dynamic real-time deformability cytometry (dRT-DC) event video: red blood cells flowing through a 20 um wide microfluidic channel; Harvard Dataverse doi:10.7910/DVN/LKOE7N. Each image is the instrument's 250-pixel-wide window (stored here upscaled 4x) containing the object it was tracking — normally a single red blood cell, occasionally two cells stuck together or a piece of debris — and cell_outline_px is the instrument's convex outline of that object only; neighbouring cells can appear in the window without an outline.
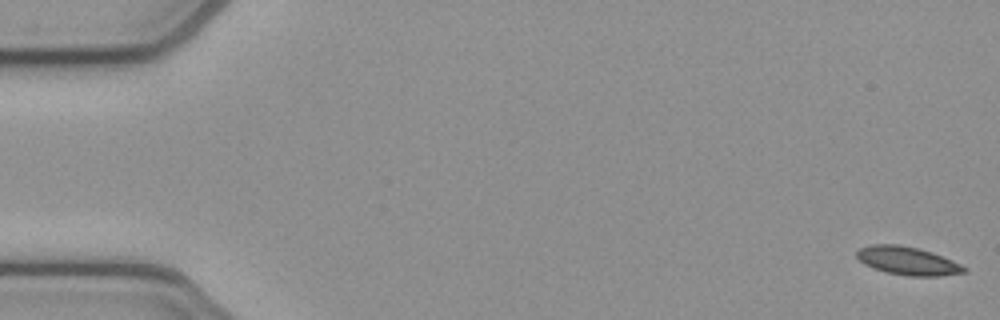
{"species": "common noctule bat (a hibernating species)", "species_latin": "Nyctalus noctula", "temperature_condition": "cold", "stored_images_in_passage": 54, "camera_frame_rate_fps": 3000, "um_per_image_px": 0.085, "animal": {"sex": "female", "body_mass_g": 21.9}, "frame": {"image": 1, "passage_image": 1, "time_ms": 0.0, "image_size_px": [1000, 320], "cell_outline_px": [[968, 272], [940, 276], [908, 276], [888, 272], [872, 268], [864, 264], [856, 256], [856, 252], [860, 248], [872, 244], [900, 244], [920, 248], [932, 252], [952, 260], [968, 268]], "centroid_in_image_um": [77.17, 22.16], "position_along_channel_um": 7.8, "area_um2": 17.8}}
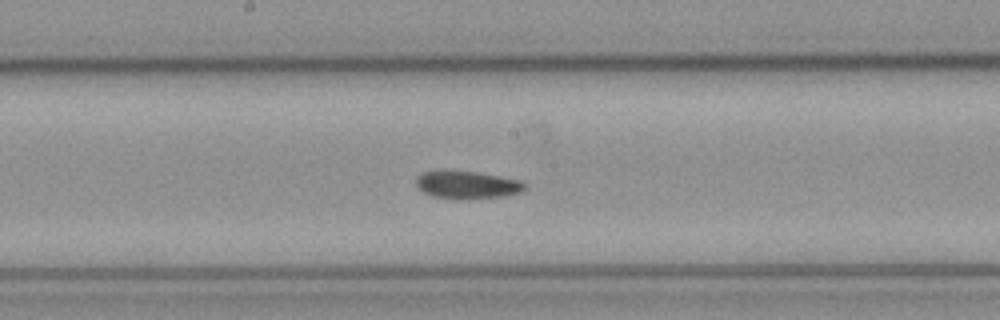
{"frame": {"image": 2, "passage_image": 28, "time_ms": 9.0, "image_size_px": [1000, 320], "cell_outline_px": [[528, 184], [520, 192], [504, 196], [460, 200], [456, 200], [432, 196], [416, 188], [416, 176], [420, 172], [436, 168], [448, 168], [476, 172], [520, 180]], "centroid_in_image_um": [39.59, 15.67], "position_along_channel_um": 208.6, "area_um2": 18.44}}
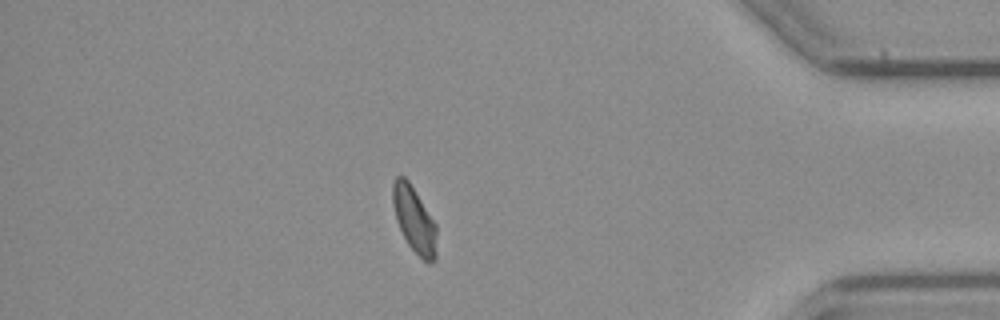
{"frame": {"image": 3, "passage_image": 46, "time_ms": 15.0, "image_size_px": [1000, 320], "cell_outline_px": [[436, 260], [428, 264], [408, 244], [396, 220], [392, 204], [392, 184], [396, 176], [404, 176], [408, 180], [436, 224]], "centroid_in_image_um": [35.2, 18.66], "position_along_channel_um": 400.0, "area_um2": 16.7}, "authors_computed_cell_mechanics": {"area_um2": 17.4556, "velocity_mm_per_s": 3.8524, "shape_relaxation_time_tau1_ms": 7.9373, "shape_relaxation_time_tau2_ms": 8.2696, "deformation_change_tau1": 0.1444, "deformation_change_tau2": 0.1361}}